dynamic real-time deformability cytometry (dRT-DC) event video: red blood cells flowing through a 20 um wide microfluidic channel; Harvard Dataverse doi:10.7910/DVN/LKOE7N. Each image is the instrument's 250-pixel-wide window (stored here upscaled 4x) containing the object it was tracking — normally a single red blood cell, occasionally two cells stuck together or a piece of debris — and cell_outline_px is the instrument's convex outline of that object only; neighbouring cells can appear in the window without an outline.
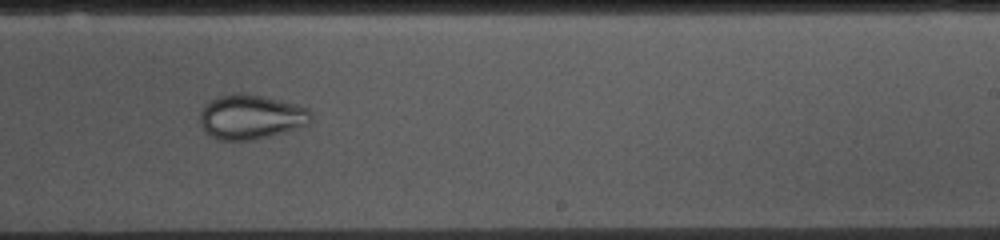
{"species": "common noctule bat (a hibernating species)", "species_latin": "Nyctalus noctula", "temperature_condition": "cold", "stored_images_in_passage": 54, "camera_frame_rate_fps": 3000, "um_per_image_px": 0.085, "animal": {"sex": "female", "body_mass_g": 10.0, "forearm_length_mm": 53.1}, "frame": {"image": 1, "passage_image": 32, "time_ms": 10.333, "image_size_px": [1000, 240], "cell_outline_px": [[312, 120], [308, 124], [300, 128], [252, 140], [220, 140], [212, 136], [200, 124], [200, 112], [212, 100], [220, 96], [260, 96], [296, 104], [308, 108], [312, 116]], "centroid_in_image_um": [21.39, 9.98], "position_along_channel_um": 267.6, "area_um2": 27.86}}
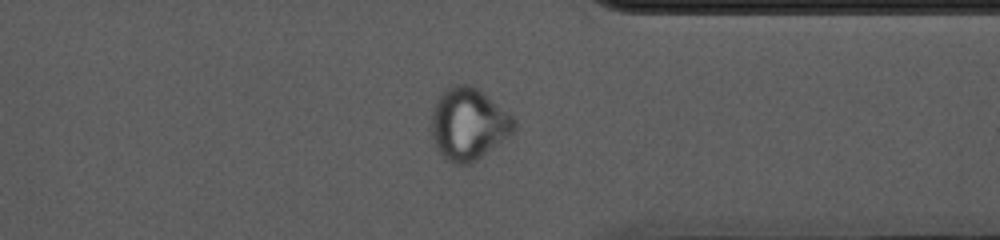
{"frame": {"image": 2, "passage_image": 41, "time_ms": 13.333, "image_size_px": [1000, 240], "cell_outline_px": [[516, 128], [512, 132], [476, 160], [468, 164], [452, 164], [436, 148], [432, 136], [432, 108], [440, 92], [444, 88], [452, 84], [468, 84], [480, 88], [512, 116], [516, 120]], "centroid_in_image_um": [39.79, 10.48], "position_along_channel_um": 371.6, "area_um2": 34.68}}
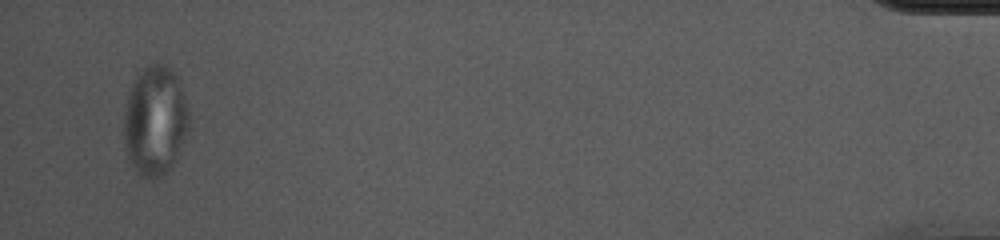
{"frame": {"image": 3, "passage_image": 52, "time_ms": 17.0, "image_size_px": [1000, 240], "cell_outline_px": [[188, 128], [176, 156], [172, 164], [160, 176], [140, 176], [136, 172], [128, 156], [124, 144], [124, 108], [132, 84], [136, 76], [148, 64], [164, 64], [180, 80], [188, 108]], "centroid_in_image_um": [13.16, 10.21], "position_along_channel_um": 422.0, "area_um2": 40.86}}